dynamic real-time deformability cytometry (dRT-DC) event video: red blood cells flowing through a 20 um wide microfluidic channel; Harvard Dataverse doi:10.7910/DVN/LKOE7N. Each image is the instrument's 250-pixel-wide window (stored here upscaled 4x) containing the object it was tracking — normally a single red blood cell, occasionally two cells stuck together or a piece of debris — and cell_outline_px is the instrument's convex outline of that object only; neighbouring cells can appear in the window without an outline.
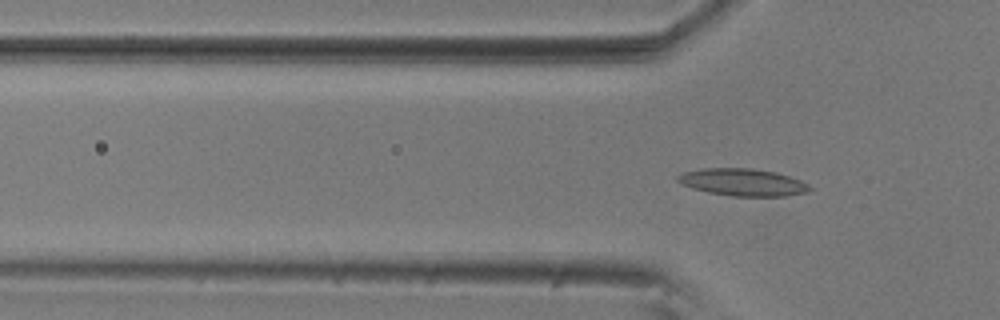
{"species": "common noctule bat (a hibernating species)", "species_latin": "Nyctalus noctula", "temperature_condition": "room temperature", "stored_images_in_passage": 11, "segment_of_instrument_passage": [2, 2], "camera_frame_rate_fps": 3000, "um_per_image_px": 0.085, "animal": {"sex": "male", "body_mass_g": 20.5, "forearm_length_mm": 52.5}, "frame": {"image": 1, "passage_image": 11, "time_ms": 3.333, "image_size_px": [1000, 320], "cell_outline_px": [[812, 188], [804, 192], [784, 196], [732, 196], [708, 192], [692, 188], [676, 180], [676, 176], [684, 172], [704, 168], [752, 168], [776, 172], [800, 180], [808, 184]], "centroid_in_image_um": [63.12, 15.48], "position_along_channel_um": 62.7, "area_um2": 20.75}}